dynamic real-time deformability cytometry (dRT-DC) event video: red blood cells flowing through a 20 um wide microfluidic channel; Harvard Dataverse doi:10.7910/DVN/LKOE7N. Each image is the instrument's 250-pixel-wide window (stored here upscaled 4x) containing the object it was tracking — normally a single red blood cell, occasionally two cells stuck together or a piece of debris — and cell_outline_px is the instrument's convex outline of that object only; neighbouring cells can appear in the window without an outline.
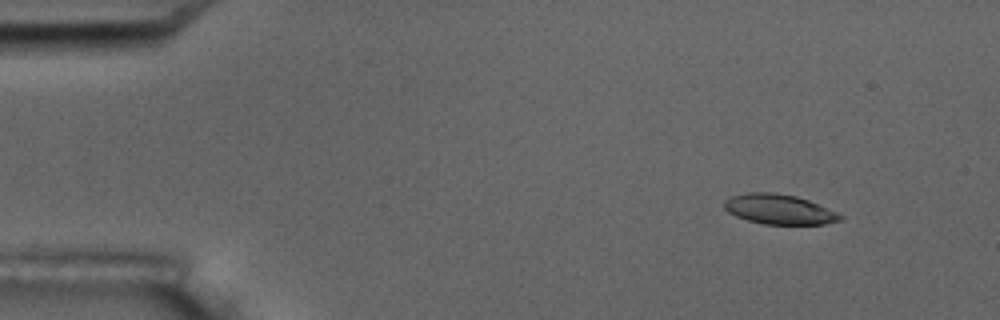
{"species": "common noctule bat (a hibernating species)", "species_latin": "Nyctalus noctula", "temperature_condition": "room temperature", "stored_images_in_passage": 3, "camera_frame_rate_fps": 3000, "um_per_image_px": 0.085, "animal": {"sex": "male", "body_mass_g": 17.5, "forearm_length_mm": 52.3}, "frame": {"image": 1, "passage_image": 1, "time_ms": 0.0, "image_size_px": [1000, 320], "cell_outline_px": [[844, 216], [840, 220], [824, 224], [764, 224], [748, 220], [736, 216], [728, 212], [724, 208], [724, 200], [732, 196], [748, 192], [776, 192], [796, 196], [808, 200], [836, 212]], "centroid_in_image_um": [66.2, 17.78], "position_along_channel_um": 18.8, "area_um2": 20.11}}
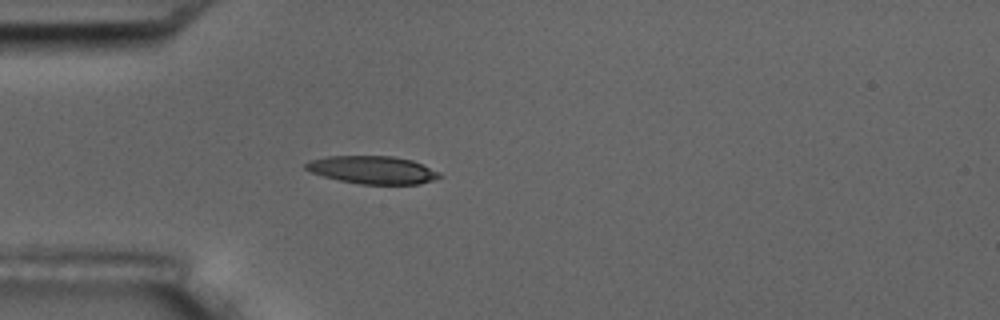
{"frame": {"image": 2, "passage_image": 3, "time_ms": 3.333, "image_size_px": [1000, 320], "cell_outline_px": [[444, 176], [420, 184], [360, 184], [340, 180], [324, 176], [312, 172], [304, 168], [304, 164], [312, 160], [328, 156], [392, 156], [412, 160], [440, 172]], "centroid_in_image_um": [31.7, 14.44], "position_along_channel_um": 53.3, "area_um2": 21.56}}